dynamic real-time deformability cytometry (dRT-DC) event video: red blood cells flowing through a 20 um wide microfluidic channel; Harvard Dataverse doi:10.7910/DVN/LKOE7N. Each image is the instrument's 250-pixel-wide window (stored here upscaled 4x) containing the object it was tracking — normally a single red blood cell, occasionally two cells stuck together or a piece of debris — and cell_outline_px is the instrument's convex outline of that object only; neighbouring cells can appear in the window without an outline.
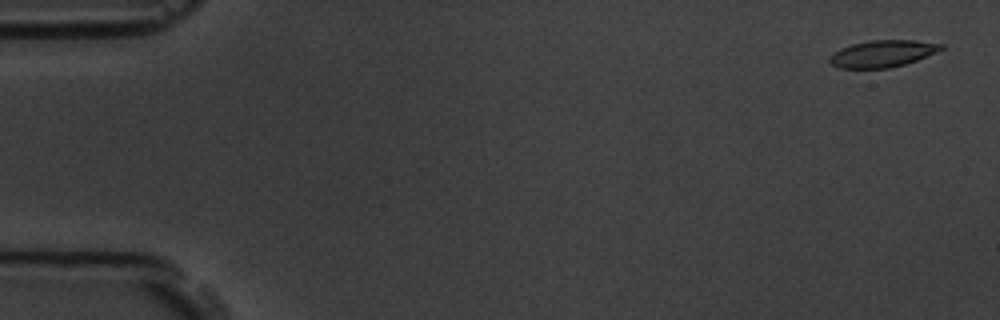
{"species": "common noctule bat (a hibernating species)", "species_latin": "Nyctalus noctula", "temperature_condition": "room temperature", "stored_images_in_passage": 6, "camera_frame_rate_fps": 3000, "um_per_image_px": 0.085, "animal": {"sex": "male", "body_mass_g": 19.5, "forearm_length_mm": 54.6}, "frame": {"image": 1, "passage_image": 1, "time_ms": 0.0, "image_size_px": [1000, 320], "cell_outline_px": [[944, 48], [936, 52], [916, 60], [904, 64], [888, 68], [840, 68], [832, 64], [828, 60], [840, 48], [852, 44], [868, 40], [916, 40], [944, 44]], "centroid_in_image_um": [75.04, 4.55], "position_along_channel_um": 10.0, "area_um2": 17.28}}
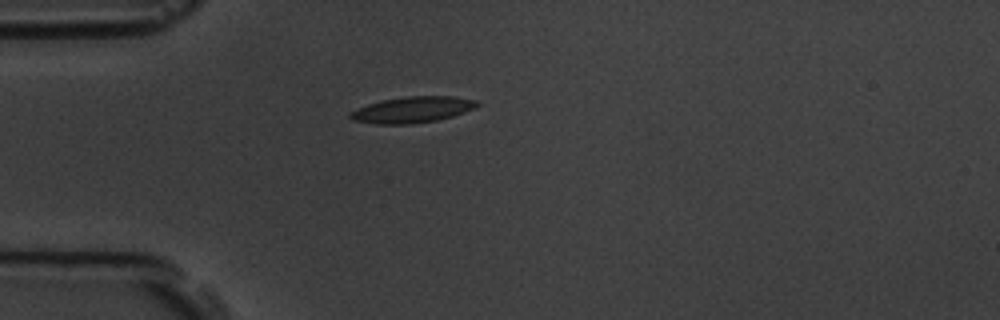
{"frame": {"image": 2, "passage_image": 4, "time_ms": 4.333, "image_size_px": [1000, 320], "cell_outline_px": [[480, 104], [476, 108], [452, 116], [436, 120], [412, 124], [376, 124], [352, 120], [348, 116], [352, 112], [368, 104], [380, 100], [408, 96], [452, 96], [476, 100]], "centroid_in_image_um": [35.08, 9.32], "position_along_channel_um": 49.9, "area_um2": 19.19}}
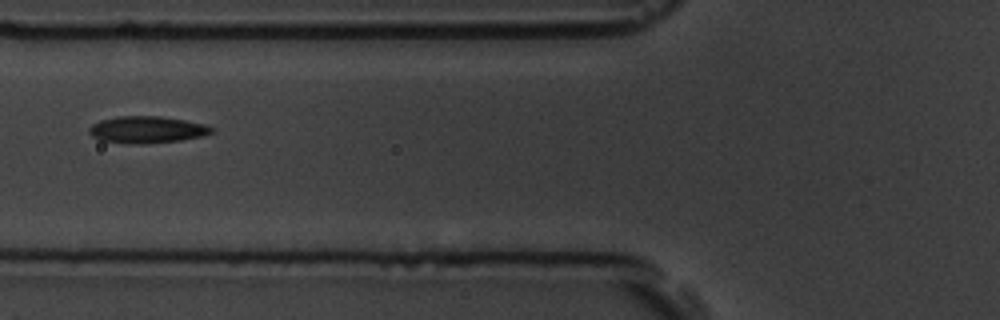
{"frame": {"image": 3, "passage_image": 6, "time_ms": 6.333, "image_size_px": [1000, 320], "cell_outline_px": [[212, 132], [200, 136], [180, 140], [144, 144], [128, 144], [100, 140], [92, 136], [88, 132], [88, 128], [92, 124], [100, 120], [116, 116], [160, 116], [184, 120], [204, 124], [212, 128]], "centroid_in_image_um": [12.41, 11.02], "position_along_channel_um": 113.4, "area_um2": 19.13}}